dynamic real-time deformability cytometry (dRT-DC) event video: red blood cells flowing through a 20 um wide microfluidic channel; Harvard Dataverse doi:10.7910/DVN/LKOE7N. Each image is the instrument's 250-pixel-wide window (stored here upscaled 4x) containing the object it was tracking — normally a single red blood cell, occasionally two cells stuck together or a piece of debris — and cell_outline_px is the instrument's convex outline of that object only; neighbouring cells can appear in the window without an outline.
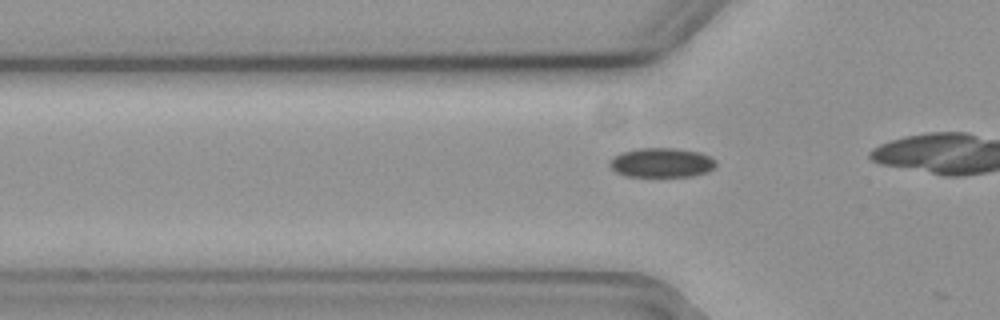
{"species": "common noctule bat (a hibernating species)", "species_latin": "Nyctalus noctula", "temperature_condition": "cold", "stored_images_in_passage": 3, "camera_frame_rate_fps": 3000, "um_per_image_px": 0.085, "animal": {"sex": "female", "body_mass_g": 19.3, "forearm_length_mm": 54.1}, "frame": {"image": 1, "passage_image": 3, "time_ms": 0.667, "image_size_px": [1000, 320], "cell_outline_px": [[716, 164], [708, 172], [692, 176], [624, 176], [616, 172], [608, 164], [608, 160], [612, 156], [620, 152], [640, 148], [676, 148], [700, 152], [716, 160]], "centroid_in_image_um": [56.19, 13.82], "position_along_channel_um": 69.6, "area_um2": 18.38}}